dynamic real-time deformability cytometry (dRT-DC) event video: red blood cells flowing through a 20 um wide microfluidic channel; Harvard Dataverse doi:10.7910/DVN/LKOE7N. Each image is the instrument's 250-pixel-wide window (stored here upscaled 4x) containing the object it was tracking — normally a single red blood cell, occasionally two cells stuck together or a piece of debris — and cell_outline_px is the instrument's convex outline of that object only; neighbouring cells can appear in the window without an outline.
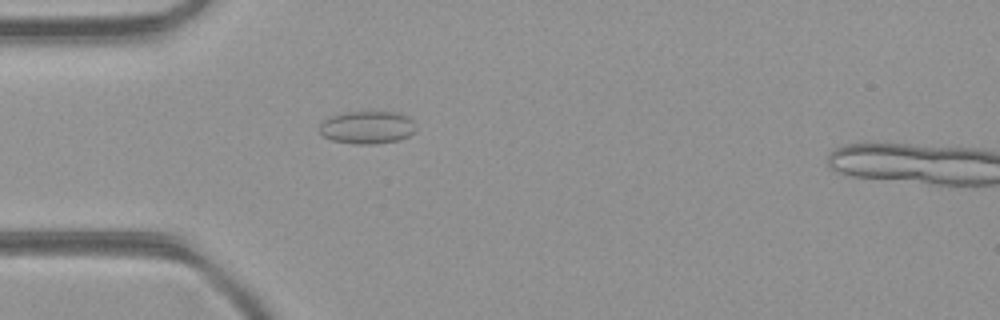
{"species": "common noctule bat (a hibernating species)", "species_latin": "Nyctalus noctula", "temperature_condition": "room temperature", "stored_images_in_passage": 38, "camera_frame_rate_fps": 3000, "um_per_image_px": 0.085, "animal": {"sex": "female", "body_mass_g": 21.9}, "frame": {"image": 1, "passage_image": 4, "time_ms": 1.0, "image_size_px": [1000, 320], "cell_outline_px": [[416, 132], [400, 140], [376, 144], [356, 144], [332, 140], [324, 136], [320, 132], [320, 124], [324, 120], [332, 116], [348, 112], [396, 112], [408, 116], [412, 120], [416, 128]], "centroid_in_image_um": [31.26, 10.84], "position_along_channel_um": 53.7, "area_um2": 18.38}}
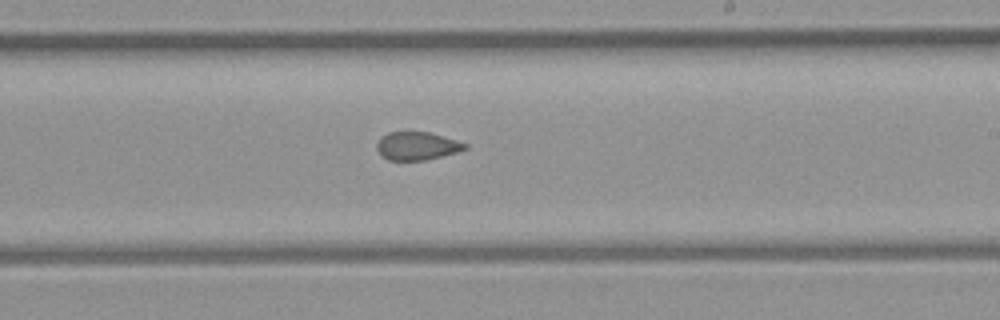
{"frame": {"image": 2, "passage_image": 18, "time_ms": 5.667, "image_size_px": [1000, 320], "cell_outline_px": [[468, 148], [456, 152], [424, 160], [388, 160], [376, 148], [376, 144], [388, 132], [432, 132], [468, 144]], "centroid_in_image_um": [35.48, 12.39], "position_along_channel_um": 253.5, "area_um2": 14.22}}
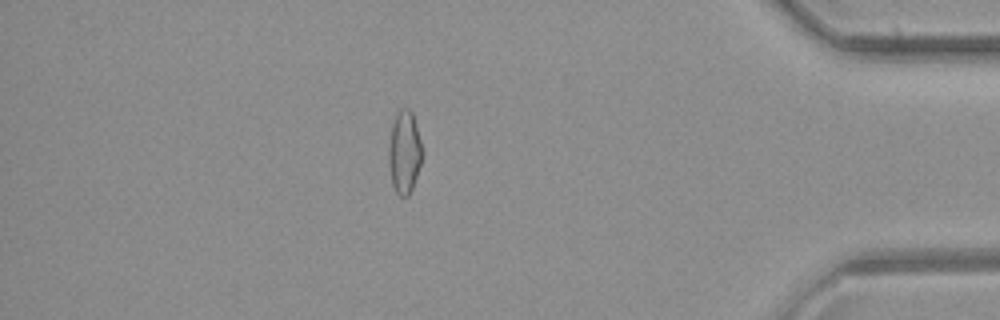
{"frame": {"image": 3, "passage_image": 31, "time_ms": 10.0, "image_size_px": [1000, 320], "cell_outline_px": [[420, 164], [412, 188], [408, 196], [400, 196], [396, 192], [392, 184], [388, 160], [388, 148], [392, 124], [396, 112], [400, 108], [408, 108], [412, 112], [416, 124], [420, 140]], "centroid_in_image_um": [34.33, 12.9], "position_along_channel_um": 400.9, "area_um2": 15.9}, "authors_computed_cell_mechanics": {"area_um2": 15.7216, "velocity_mm_per_s": 4.418, "shape_relaxation_time_tau1_ms": null, "shape_relaxation_time_tau2_ms": 1.2894, "deformation_change_tau1": null, "deformation_change_tau2": 0.0612}}